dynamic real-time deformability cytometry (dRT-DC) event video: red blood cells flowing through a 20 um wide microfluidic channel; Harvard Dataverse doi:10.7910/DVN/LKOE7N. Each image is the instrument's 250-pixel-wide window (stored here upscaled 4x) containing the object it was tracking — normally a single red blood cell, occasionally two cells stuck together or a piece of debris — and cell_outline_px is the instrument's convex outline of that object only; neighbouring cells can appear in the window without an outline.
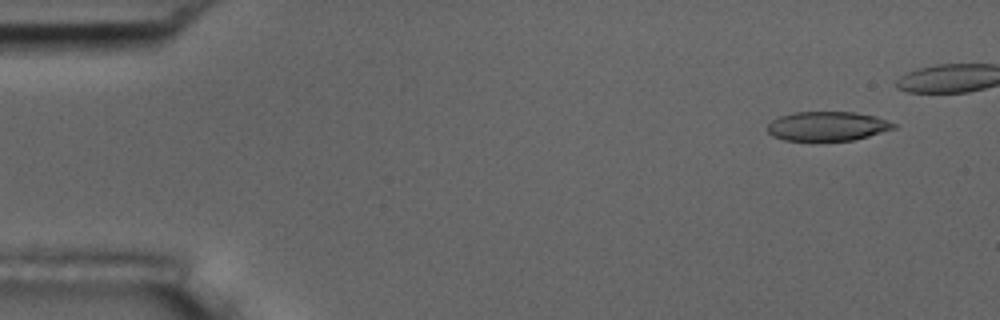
{"species": "common noctule bat (a hibernating species)", "species_latin": "Nyctalus noctula", "temperature_condition": "room temperature", "stored_images_in_passage": 45, "camera_frame_rate_fps": 3000, "um_per_image_px": 0.085, "animal": {"sex": "male", "body_mass_g": 17.5, "forearm_length_mm": 52.3}, "frame": {"image": 1, "passage_image": 4, "time_ms": 1.0, "image_size_px": [1000, 320], "cell_outline_px": [[896, 128], [868, 136], [852, 140], [784, 140], [772, 136], [768, 132], [768, 124], [772, 120], [780, 116], [792, 112], [856, 112], [876, 116], [896, 124]], "centroid_in_image_um": [70.32, 10.71], "position_along_channel_um": 14.7, "area_um2": 21.44}}
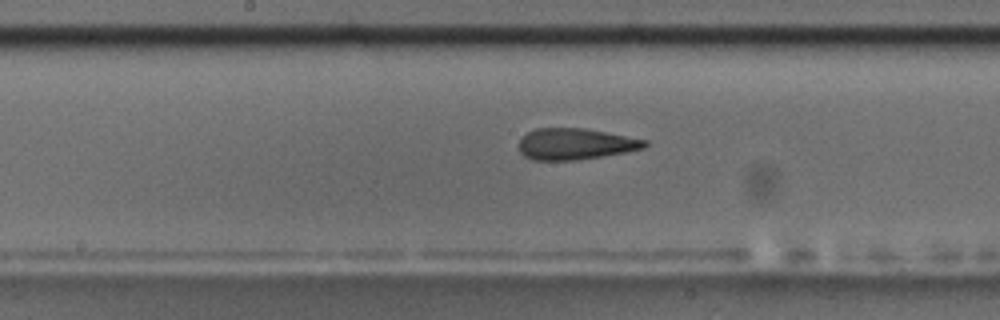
{"frame": {"image": 2, "passage_image": 28, "time_ms": 9.0, "image_size_px": [1000, 320], "cell_outline_px": [[648, 144], [644, 148], [628, 152], [572, 160], [532, 160], [524, 156], [520, 152], [520, 136], [536, 128], [588, 128], [648, 140]], "centroid_in_image_um": [48.91, 12.22], "position_along_channel_um": 199.3, "area_um2": 23.06}}
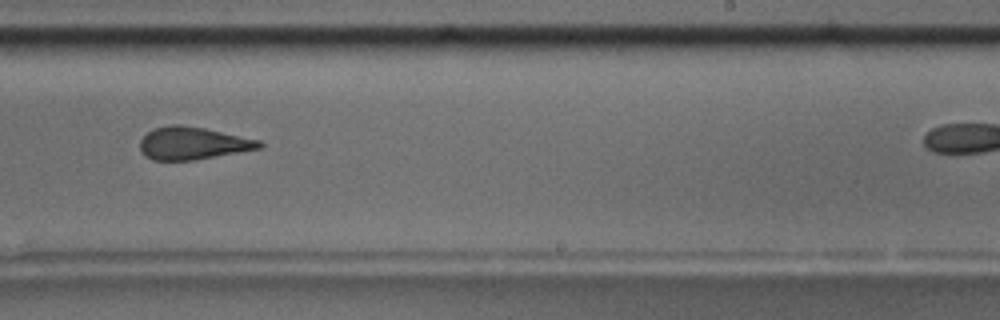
{"frame": {"image": 3, "passage_image": 34, "time_ms": 11.0, "image_size_px": [1000, 320], "cell_outline_px": [[264, 144], [260, 148], [192, 160], [152, 160], [144, 156], [140, 148], [140, 140], [152, 128], [168, 124], [180, 124], [204, 128], [260, 140]], "centroid_in_image_um": [16.34, 12.16], "position_along_channel_um": 272.7, "area_um2": 22.54}}